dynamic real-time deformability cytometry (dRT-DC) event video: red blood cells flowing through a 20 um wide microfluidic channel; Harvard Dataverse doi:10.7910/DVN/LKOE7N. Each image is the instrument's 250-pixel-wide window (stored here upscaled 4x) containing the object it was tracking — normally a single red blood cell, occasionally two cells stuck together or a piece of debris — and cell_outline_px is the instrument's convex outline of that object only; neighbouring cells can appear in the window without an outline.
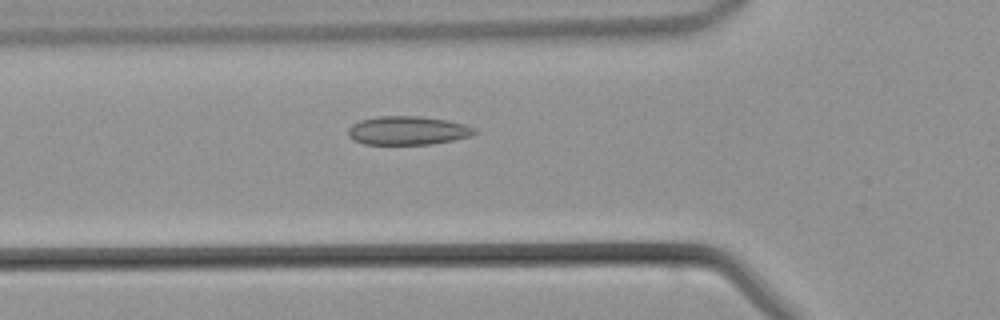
{"species": "common noctule bat (a hibernating species)", "species_latin": "Nyctalus noctula", "temperature_condition": "warm", "stored_images_in_passage": 44, "camera_frame_rate_fps": 3000, "um_per_image_px": 0.085, "animal": {"sex": "male", "body_mass_g": 21.5, "forearm_length_mm": 52.0}, "frame": {"image": 1, "passage_image": 14, "time_ms": 4.333, "image_size_px": [1000, 320], "cell_outline_px": [[476, 132], [472, 136], [432, 144], [364, 144], [352, 140], [348, 136], [348, 128], [352, 124], [360, 120], [376, 116], [420, 116], [448, 120], [464, 124], [476, 128]], "centroid_in_image_um": [34.64, 11.09], "position_along_channel_um": 91.2, "area_um2": 21.27}}
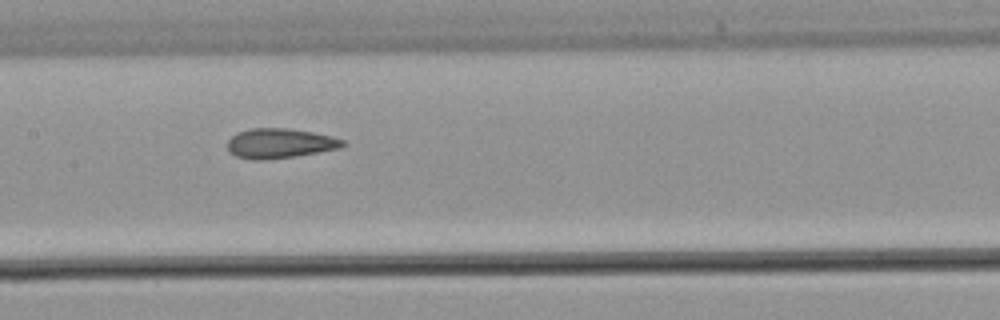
{"frame": {"image": 2, "passage_image": 20, "time_ms": 6.333, "image_size_px": [1000, 320], "cell_outline_px": [[348, 144], [340, 148], [296, 156], [264, 160], [252, 160], [236, 156], [228, 152], [228, 140], [236, 132], [252, 128], [284, 128], [312, 132], [332, 136], [344, 140]], "centroid_in_image_um": [23.78, 12.19], "position_along_channel_um": 183.6, "area_um2": 20.11}}
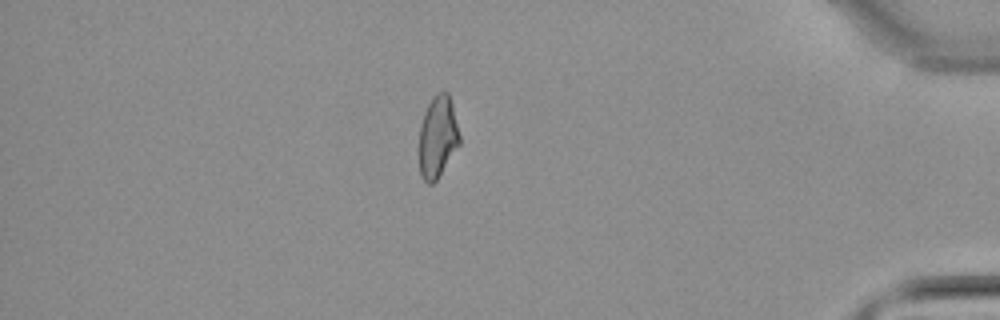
{"frame": {"image": 3, "passage_image": 37, "time_ms": 12.0, "image_size_px": [1000, 320], "cell_outline_px": [[460, 144], [436, 180], [432, 184], [428, 184], [420, 176], [420, 124], [424, 112], [432, 96], [436, 92], [448, 92], [452, 104], [460, 136]], "centroid_in_image_um": [37.2, 11.62], "position_along_channel_um": 398.0, "area_um2": 19.19}}